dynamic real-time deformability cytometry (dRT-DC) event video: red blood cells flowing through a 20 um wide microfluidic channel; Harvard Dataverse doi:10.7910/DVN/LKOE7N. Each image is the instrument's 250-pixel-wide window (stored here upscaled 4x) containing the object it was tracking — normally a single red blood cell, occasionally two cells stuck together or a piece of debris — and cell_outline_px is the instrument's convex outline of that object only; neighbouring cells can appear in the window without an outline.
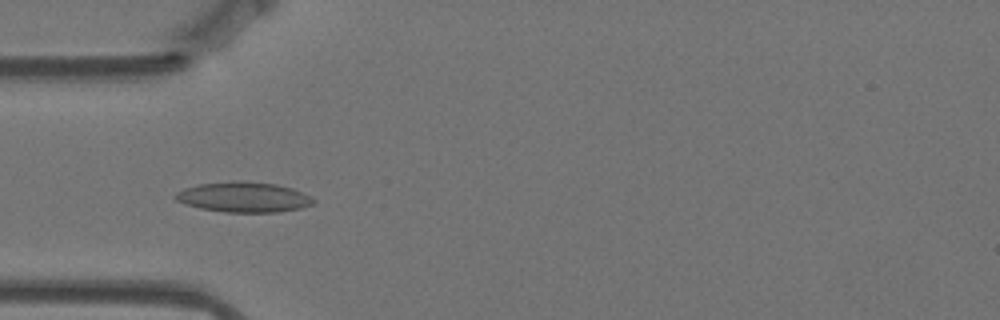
{"species": "Egyptian fruit bat (a non-hibernating species)", "species_latin": "Rousettus aegyptiacus", "temperature_condition": "warm", "stored_images_in_passage": 57, "camera_frame_rate_fps": 3000, "um_per_image_px": 0.085, "animal": {"sex": "female"}, "frame": {"image": 1, "passage_image": 17, "time_ms": 5.333, "image_size_px": [1000, 320], "cell_outline_px": [[316, 200], [312, 204], [300, 208], [276, 212], [224, 212], [200, 208], [184, 204], [176, 200], [172, 196], [176, 192], [184, 188], [200, 184], [244, 180], [276, 184], [292, 188], [312, 196]], "centroid_in_image_um": [20.7, 16.75], "position_along_channel_um": 64.3, "area_um2": 24.39}}
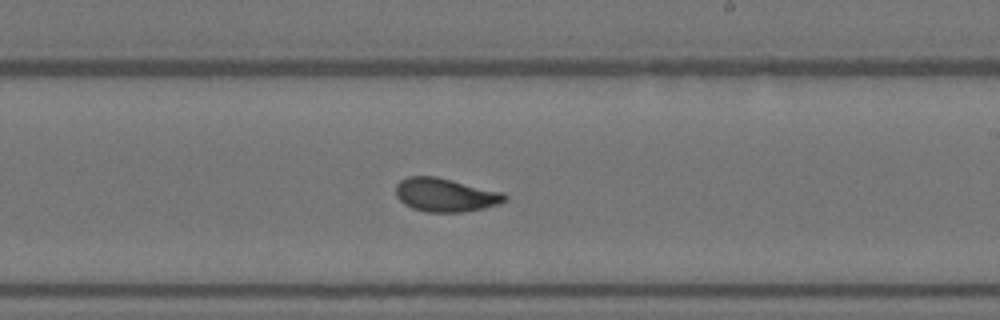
{"frame": {"image": 2, "passage_image": 33, "time_ms": 10.667, "image_size_px": [1000, 320], "cell_outline_px": [[508, 196], [500, 204], [484, 208], [464, 212], [428, 212], [412, 208], [404, 204], [396, 196], [396, 184], [400, 180], [408, 176], [436, 176], [504, 192]], "centroid_in_image_um": [37.86, 16.56], "position_along_channel_um": 251.1, "area_um2": 21.44}}
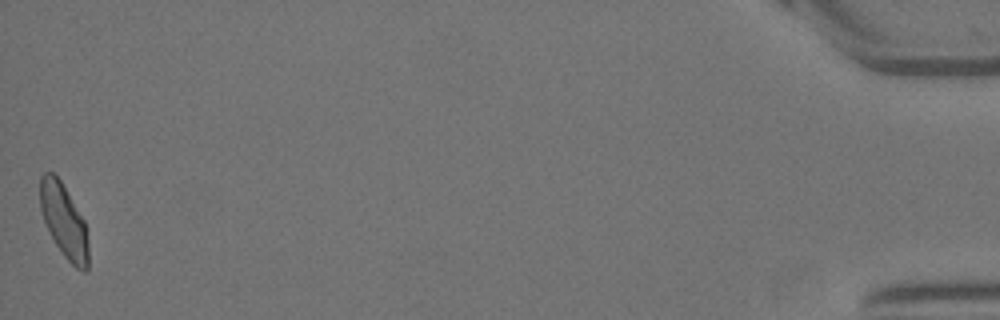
{"frame": {"image": 3, "passage_image": 57, "time_ms": 18.667, "image_size_px": [1000, 320], "cell_outline_px": [[88, 272], [84, 272], [76, 268], [64, 256], [56, 244], [44, 220], [40, 208], [40, 176], [44, 172], [52, 172], [60, 180], [84, 220], [88, 244]], "centroid_in_image_um": [5.44, 18.79], "position_along_channel_um": 429.8, "area_um2": 20.4}, "authors_computed_cell_mechanics": {"area_um2": 21.3282, "velocity_mm_per_s": 3.4958, "shape_relaxation_time_tau1_ms": 4.4454, "shape_relaxation_time_tau2_ms": 1.1937, "deformation_change_tau1": 0.1441, "deformation_change_tau2": 0.0488}}